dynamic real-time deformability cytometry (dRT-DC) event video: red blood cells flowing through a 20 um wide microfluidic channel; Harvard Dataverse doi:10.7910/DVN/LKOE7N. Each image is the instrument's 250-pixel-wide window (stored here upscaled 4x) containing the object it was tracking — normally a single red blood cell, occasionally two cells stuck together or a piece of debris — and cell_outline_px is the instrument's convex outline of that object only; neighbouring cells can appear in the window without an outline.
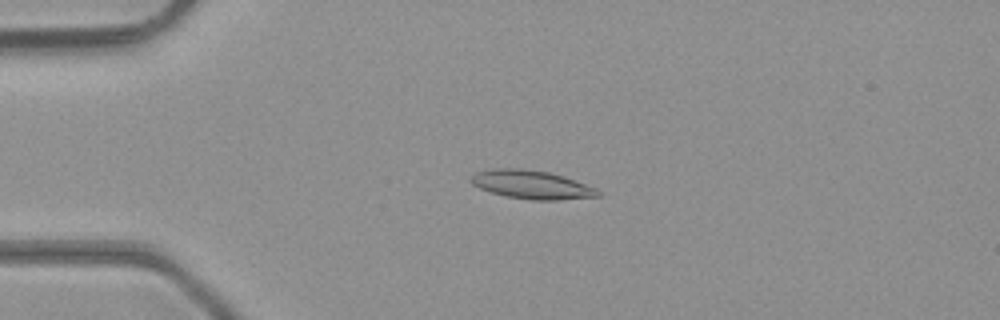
{"species": "common noctule bat (a hibernating species)", "species_latin": "Nyctalus noctula", "temperature_condition": "room temperature", "stored_images_in_passage": 5, "segment_of_instrument_passage": [1, 2], "camera_frame_rate_fps": 3000, "um_per_image_px": 0.085, "animal": {"sex": "male", "body_mass_g": 23.1, "forearm_length_mm": 52.7}, "frame": {"image": 1, "passage_image": 3, "time_ms": 0.667, "image_size_px": [1000, 320], "cell_outline_px": [[600, 196], [560, 200], [532, 200], [508, 196], [492, 192], [480, 188], [472, 184], [468, 180], [476, 172], [492, 168], [524, 168], [548, 172], [564, 176], [596, 188], [600, 192]], "centroid_in_image_um": [45.18, 15.68], "position_along_channel_um": 39.8, "area_um2": 21.1}}